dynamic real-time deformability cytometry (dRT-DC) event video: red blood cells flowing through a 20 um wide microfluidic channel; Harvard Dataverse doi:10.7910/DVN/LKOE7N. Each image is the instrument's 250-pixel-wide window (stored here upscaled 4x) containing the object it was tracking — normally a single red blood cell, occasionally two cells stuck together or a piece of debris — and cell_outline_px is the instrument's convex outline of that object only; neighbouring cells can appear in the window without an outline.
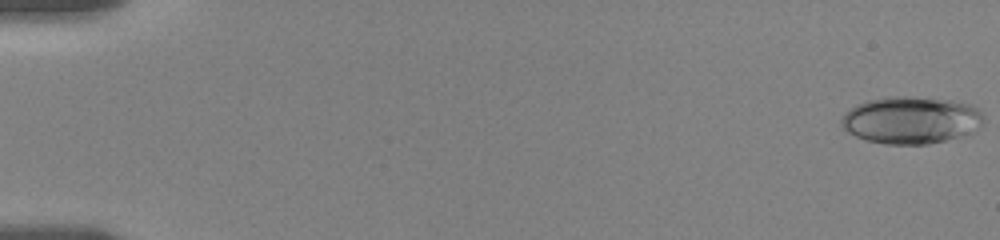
{"species": "human", "species_latin": "Homo sapiens", "temperature_condition": "room temperature", "stored_images_in_passage": 12, "camera_frame_rate_fps": 3000, "um_per_image_px": 0.085, "donor": {"sex": "female"}, "frame": {"image": 1, "passage_image": 1, "time_ms": 0.0, "image_size_px": [1000, 240], "cell_outline_px": [[984, 124], [972, 132], [944, 140], [928, 144], [884, 144], [868, 140], [856, 136], [848, 132], [840, 124], [840, 120], [856, 104], [868, 100], [884, 96], [908, 96], [948, 100], [968, 104], [976, 108], [984, 116]], "centroid_in_image_um": [77.43, 10.2], "position_along_channel_um": 7.6, "area_um2": 38.9}}